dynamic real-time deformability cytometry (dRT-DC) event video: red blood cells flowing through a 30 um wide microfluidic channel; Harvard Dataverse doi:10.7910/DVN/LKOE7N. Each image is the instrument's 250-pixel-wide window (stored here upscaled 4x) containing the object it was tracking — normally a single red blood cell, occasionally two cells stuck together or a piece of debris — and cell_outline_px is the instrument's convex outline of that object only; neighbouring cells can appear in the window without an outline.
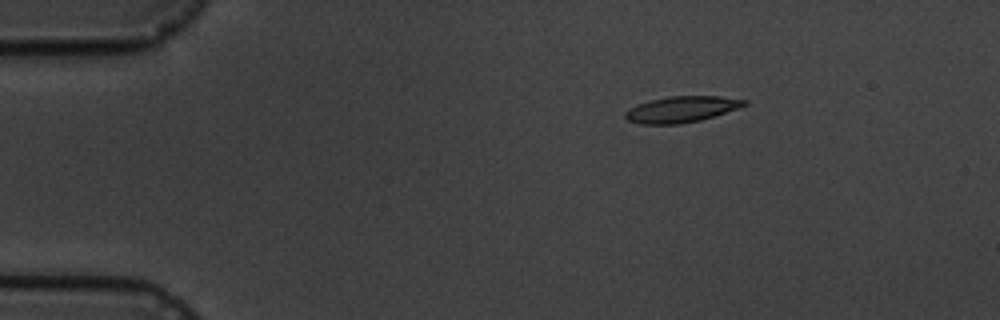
{"species": "common noctule bat (a hibernating species)", "species_latin": "Nyctalus noctula", "temperature_condition": "cold", "stored_images_in_passage": 3, "camera_frame_rate_fps": 3000, "um_per_image_px": 0.085, "animal": {"sex": "male", "body_mass_g": 19.5, "forearm_length_mm": 54.6}, "frame": {"image": 1, "passage_image": 1, "time_ms": 0.0, "image_size_px": [1000, 320], "cell_outline_px": [[748, 104], [700, 120], [680, 124], [640, 124], [628, 120], [624, 116], [624, 112], [640, 104], [652, 100], [668, 96], [720, 96], [748, 100]], "centroid_in_image_um": [57.93, 9.29], "position_along_channel_um": 27.1, "area_um2": 17.74}}